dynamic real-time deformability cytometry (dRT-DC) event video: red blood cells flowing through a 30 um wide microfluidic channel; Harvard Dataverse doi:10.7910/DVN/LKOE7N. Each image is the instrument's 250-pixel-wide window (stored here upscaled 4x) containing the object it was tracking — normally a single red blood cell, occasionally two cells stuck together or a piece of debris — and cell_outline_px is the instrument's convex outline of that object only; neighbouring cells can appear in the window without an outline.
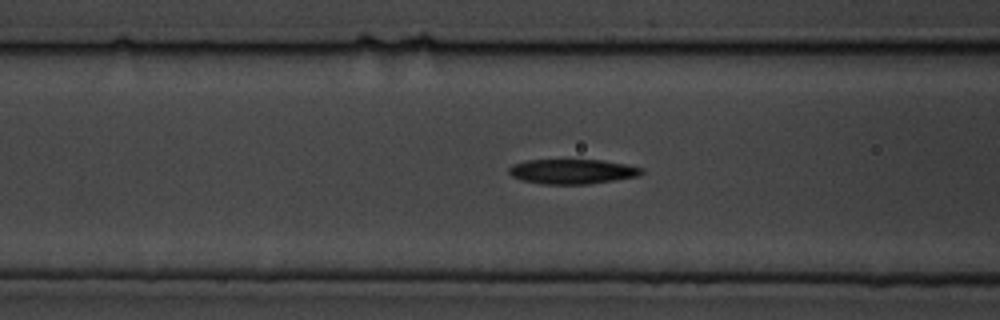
{"species": "common noctule bat (a hibernating species)", "species_latin": "Nyctalus noctula", "temperature_condition": "cold", "stored_images_in_passage": 42, "camera_frame_rate_fps": 3000, "um_per_image_px": 0.085, "animal": {"sex": "male", "body_mass_g": 19.5, "forearm_length_mm": 54.6}, "frame": {"image": 1, "passage_image": 12, "time_ms": 3.667, "image_size_px": [1000, 320], "cell_outline_px": [[644, 172], [640, 176], [588, 184], [540, 184], [520, 180], [512, 176], [508, 172], [508, 168], [512, 164], [524, 160], [604, 160], [628, 164], [644, 168]], "centroid_in_image_um": [48.65, 14.57], "position_along_channel_um": 117.9, "area_um2": 19.48}}
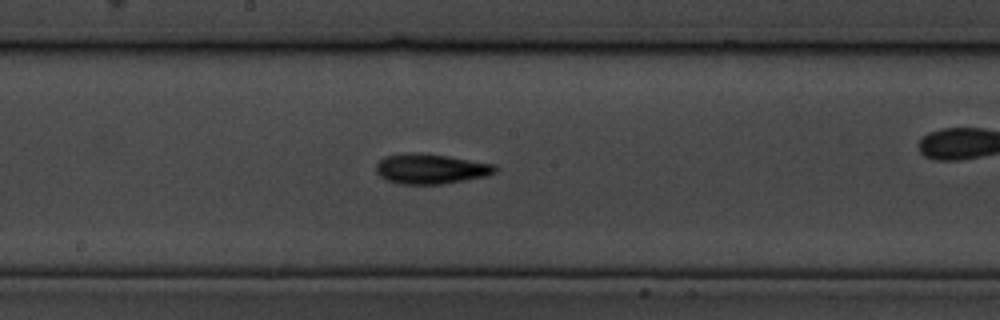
{"frame": {"image": 2, "passage_image": 20, "time_ms": 6.333, "image_size_px": [1000, 320], "cell_outline_px": [[496, 172], [488, 176], [440, 184], [400, 184], [384, 180], [376, 172], [376, 164], [384, 156], [412, 152], [448, 156], [492, 164], [496, 168]], "centroid_in_image_um": [36.56, 14.36], "position_along_channel_um": 211.6, "area_um2": 20.75}}
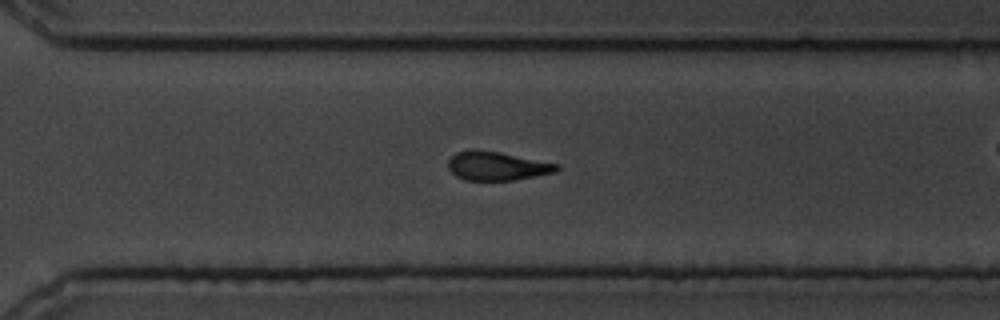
{"frame": {"image": 3, "passage_image": 30, "time_ms": 9.667, "image_size_px": [1000, 320], "cell_outline_px": [[560, 168], [556, 172], [516, 180], [464, 180], [456, 176], [448, 168], [448, 160], [456, 152], [468, 148], [476, 148], [500, 152], [560, 164]], "centroid_in_image_um": [42.23, 14.09], "position_along_channel_um": 328.4, "area_um2": 18.55}, "authors_computed_cell_mechanics": {"area_um2": 19.2763, "velocity_mm_per_s": 3.5099, "shape_relaxation_time_tau1_ms": 2.7273, "shape_relaxation_time_tau2_ms": 4.3805, "deformation_change_tau1": 0.1144, "deformation_change_tau2": 0.1241}}